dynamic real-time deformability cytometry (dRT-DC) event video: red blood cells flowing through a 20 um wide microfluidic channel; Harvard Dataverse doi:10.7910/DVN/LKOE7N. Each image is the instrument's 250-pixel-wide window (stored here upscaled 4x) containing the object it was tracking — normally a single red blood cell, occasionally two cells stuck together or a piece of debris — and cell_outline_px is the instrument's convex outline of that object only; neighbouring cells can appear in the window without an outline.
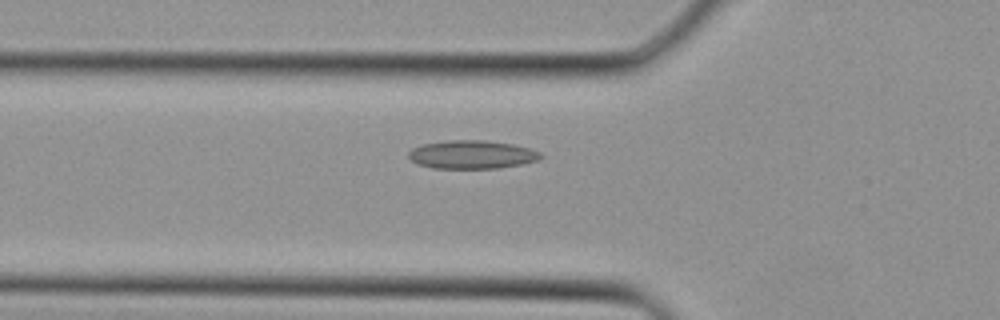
{"species": "Egyptian fruit bat (a non-hibernating species)", "species_latin": "Rousettus aegyptiacus", "temperature_condition": "cold", "stored_images_in_passage": 35, "segment_of_instrument_passage": [1, 2], "camera_frame_rate_fps": 3000, "um_per_image_px": 0.085, "animal": {"sex": "female"}, "frame": {"image": 1, "passage_image": 11, "time_ms": 3.333, "image_size_px": [1000, 320], "cell_outline_px": [[544, 156], [540, 160], [520, 164], [496, 168], [432, 168], [416, 164], [408, 156], [408, 152], [412, 148], [424, 144], [448, 140], [484, 140], [512, 144], [528, 148], [540, 152]], "centroid_in_image_um": [40.1, 13.14], "position_along_channel_um": 85.7, "area_um2": 21.79}}
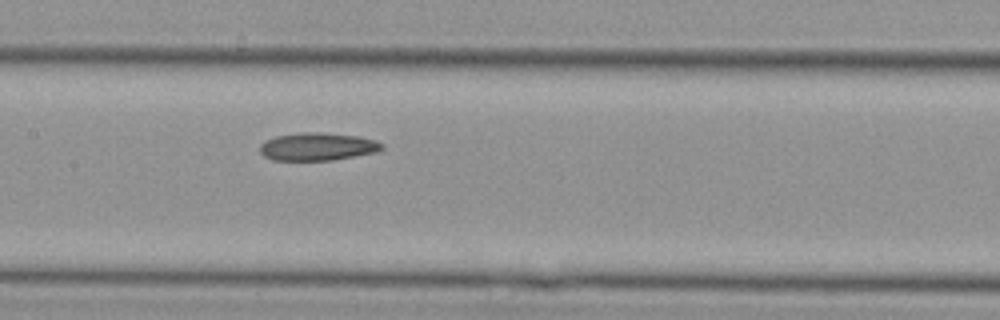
{"frame": {"image": 2, "passage_image": 16, "time_ms": 5.0, "image_size_px": [1000, 320], "cell_outline_px": [[384, 148], [376, 152], [332, 160], [272, 160], [264, 156], [260, 152], [260, 144], [264, 140], [276, 136], [304, 132], [324, 132], [356, 136], [376, 140], [384, 144]], "centroid_in_image_um": [26.98, 12.46], "position_along_channel_um": 180.4, "area_um2": 19.83}}
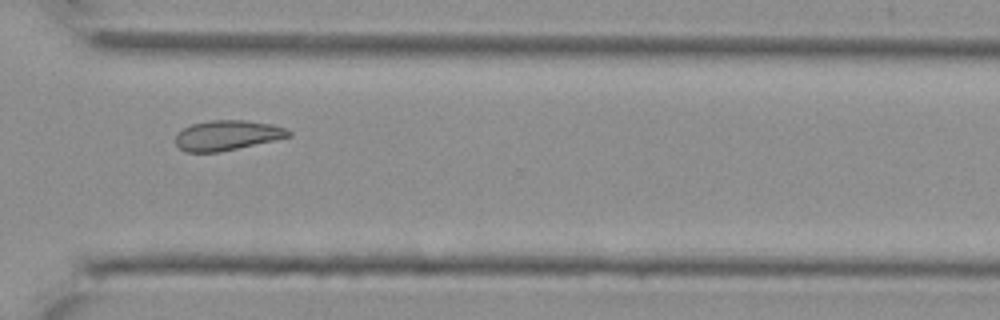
{"frame": {"image": 3, "passage_image": 25, "time_ms": 8.0, "image_size_px": [1000, 320], "cell_outline_px": [[292, 136], [220, 152], [184, 152], [176, 144], [176, 136], [184, 128], [192, 124], [212, 120], [244, 120], [272, 124], [284, 128], [292, 132]], "centroid_in_image_um": [19.32, 11.5], "position_along_channel_um": 351.3, "area_um2": 19.59}}